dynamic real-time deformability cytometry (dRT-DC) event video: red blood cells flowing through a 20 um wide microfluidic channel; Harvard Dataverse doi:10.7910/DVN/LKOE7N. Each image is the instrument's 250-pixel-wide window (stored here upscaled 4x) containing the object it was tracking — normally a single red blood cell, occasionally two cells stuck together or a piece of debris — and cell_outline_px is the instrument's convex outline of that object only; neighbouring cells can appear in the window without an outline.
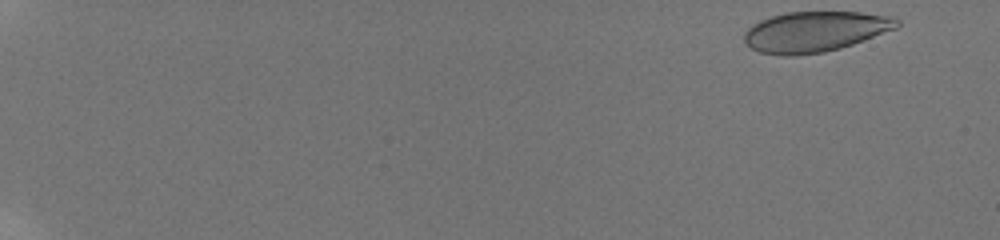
{"species": "human", "species_latin": "Homo sapiens", "temperature_condition": "room temperature", "stored_images_in_passage": 13, "camera_frame_rate_fps": 3000, "um_per_image_px": 0.085, "donor": {"sex": "male"}, "frame": {"image": 1, "passage_image": 1, "time_ms": 0.0, "image_size_px": [1000, 240], "cell_outline_px": [[900, 24], [896, 28], [852, 44], [840, 48], [824, 52], [792, 56], [784, 56], [760, 52], [744, 44], [744, 32], [752, 24], [760, 20], [772, 16], [788, 12], [860, 12], [892, 16], [900, 20]], "centroid_in_image_um": [69.25, 2.69], "position_along_channel_um": 15.7, "area_um2": 36.01}}